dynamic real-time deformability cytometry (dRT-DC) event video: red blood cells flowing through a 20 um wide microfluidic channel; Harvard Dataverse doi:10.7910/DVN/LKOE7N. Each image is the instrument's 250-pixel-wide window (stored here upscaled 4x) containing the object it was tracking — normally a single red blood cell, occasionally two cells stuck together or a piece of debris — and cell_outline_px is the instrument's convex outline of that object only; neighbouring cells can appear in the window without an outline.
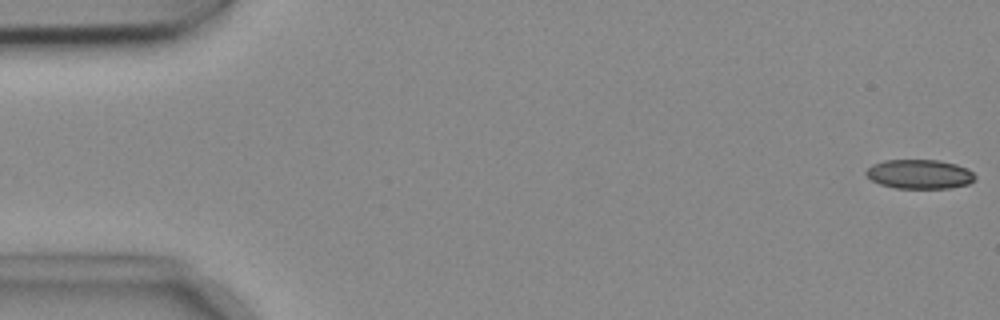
{"species": "common noctule bat (a hibernating species)", "species_latin": "Nyctalus noctula", "temperature_condition": "cold", "stored_images_in_passage": 54, "camera_frame_rate_fps": 3000, "um_per_image_px": 0.085, "animal": {"sex": "female", "body_mass_g": 18.4}, "frame": {"image": 1, "passage_image": 1, "time_ms": 0.0, "image_size_px": [1000, 320], "cell_outline_px": [[976, 180], [968, 184], [952, 188], [896, 188], [880, 184], [872, 180], [864, 172], [872, 164], [884, 160], [940, 160], [956, 164], [968, 168], [976, 176]], "centroid_in_image_um": [78.19, 14.8], "position_along_channel_um": 6.8, "area_um2": 18.73}}
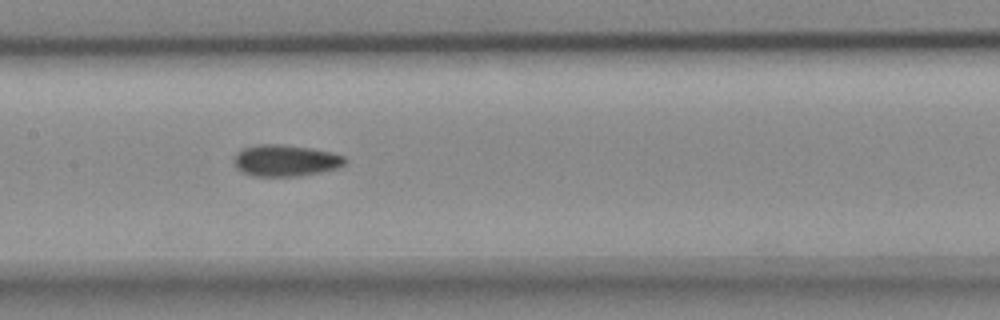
{"frame": {"image": 2, "passage_image": 26, "time_ms": 8.333, "image_size_px": [1000, 320], "cell_outline_px": [[348, 160], [344, 164], [336, 168], [320, 172], [296, 176], [252, 176], [240, 172], [232, 164], [232, 160], [236, 152], [244, 148], [256, 144], [280, 144], [312, 148], [332, 152], [344, 156]], "centroid_in_image_um": [24.21, 13.64], "position_along_channel_um": 183.2, "area_um2": 20.69}}
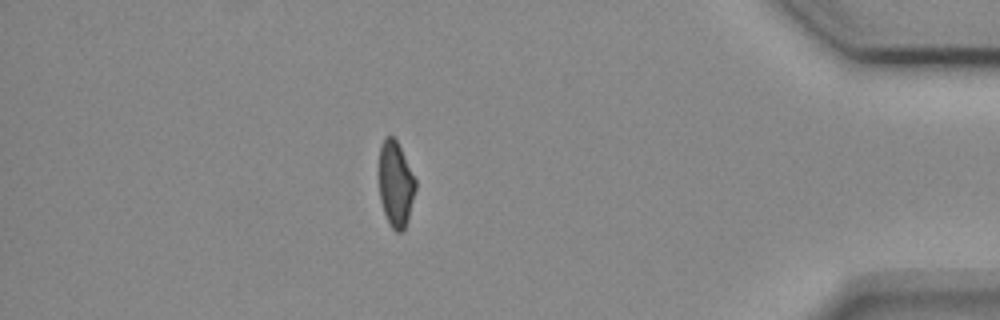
{"frame": {"image": 3, "passage_image": 47, "time_ms": 15.333, "image_size_px": [1000, 320], "cell_outline_px": [[416, 188], [408, 220], [404, 228], [400, 232], [396, 232], [392, 228], [384, 212], [380, 200], [380, 148], [384, 136], [392, 136], [396, 140], [416, 180]], "centroid_in_image_um": [33.64, 15.65], "position_along_channel_um": 401.6, "area_um2": 17.86}, "authors_computed_cell_mechanics": {"area_um2": 19.7676, "velocity_mm_per_s": 3.7367, "shape_relaxation_time_tau1_ms": null, "shape_relaxation_time_tau2_ms": 3.2178, "deformation_change_tau1": null, "deformation_change_tau2": 0.0999}}